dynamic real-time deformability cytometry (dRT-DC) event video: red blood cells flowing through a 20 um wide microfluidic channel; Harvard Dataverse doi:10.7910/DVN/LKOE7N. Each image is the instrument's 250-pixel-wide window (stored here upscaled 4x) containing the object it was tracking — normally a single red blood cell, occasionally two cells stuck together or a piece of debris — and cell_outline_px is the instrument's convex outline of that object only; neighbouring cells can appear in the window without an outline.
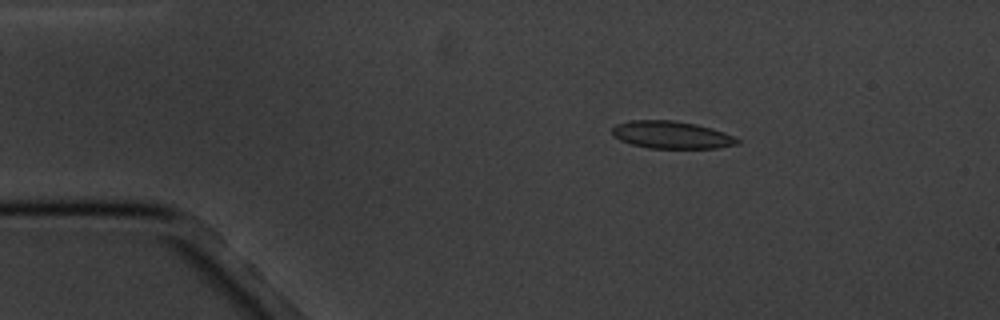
{"species": "common noctule bat (a hibernating species)", "species_latin": "Nyctalus noctula", "temperature_condition": "cold", "stored_images_in_passage": 5, "camera_frame_rate_fps": 3000, "um_per_image_px": 0.085, "animal": {"sex": "male", "body_mass_g": 20.1, "forearm_length_mm": 53.5}, "frame": {"image": 1, "passage_image": 3, "time_ms": 2.667, "image_size_px": [1000, 320], "cell_outline_px": [[740, 140], [736, 144], [716, 148], [648, 148], [632, 144], [620, 140], [612, 132], [612, 128], [616, 124], [628, 120], [672, 120], [696, 124], [712, 128], [724, 132]], "centroid_in_image_um": [57.06, 11.45], "position_along_channel_um": 27.9, "area_um2": 19.88}}
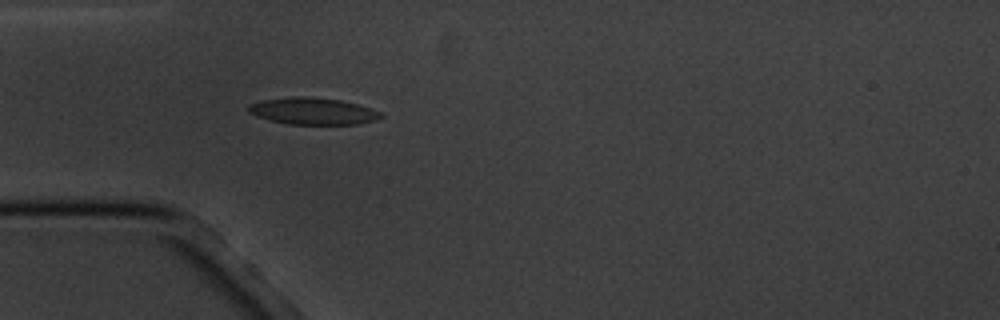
{"frame": {"image": 2, "passage_image": 5, "time_ms": 5.0, "image_size_px": [1000, 320], "cell_outline_px": [[384, 116], [376, 120], [356, 124], [288, 124], [268, 120], [256, 116], [248, 112], [248, 104], [260, 100], [292, 96], [304, 96], [340, 100], [356, 104], [380, 112]], "centroid_in_image_um": [26.53, 9.44], "position_along_channel_um": 58.5, "area_um2": 20.69}}